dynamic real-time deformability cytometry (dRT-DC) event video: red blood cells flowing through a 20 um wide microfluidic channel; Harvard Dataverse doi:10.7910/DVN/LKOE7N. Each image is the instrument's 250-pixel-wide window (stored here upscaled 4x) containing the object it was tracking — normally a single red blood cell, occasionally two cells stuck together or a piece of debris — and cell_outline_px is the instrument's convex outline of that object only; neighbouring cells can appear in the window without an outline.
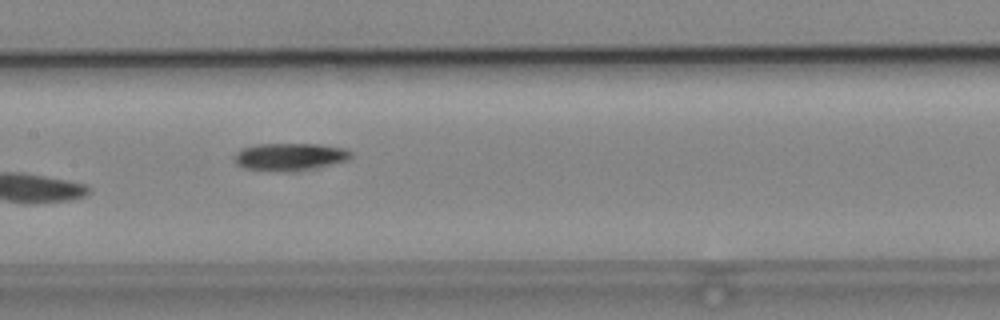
{"species": "common noctule bat (a hibernating species)", "species_latin": "Nyctalus noctula", "temperature_condition": "cold", "stored_images_in_passage": 7, "camera_frame_rate_fps": 3000, "um_per_image_px": 0.085, "animal": {"sex": "male", "body_mass_g": 19.2, "forearm_length_mm": 51.8}, "frame": {"image": 1, "passage_image": 7, "time_ms": 7.0, "image_size_px": [1000, 320], "cell_outline_px": [[352, 156], [348, 160], [332, 164], [288, 172], [284, 172], [244, 168], [236, 164], [232, 160], [232, 156], [240, 148], [256, 144], [320, 144], [344, 148], [352, 152]], "centroid_in_image_um": [24.57, 13.31], "position_along_channel_um": 182.8, "area_um2": 18.84}}